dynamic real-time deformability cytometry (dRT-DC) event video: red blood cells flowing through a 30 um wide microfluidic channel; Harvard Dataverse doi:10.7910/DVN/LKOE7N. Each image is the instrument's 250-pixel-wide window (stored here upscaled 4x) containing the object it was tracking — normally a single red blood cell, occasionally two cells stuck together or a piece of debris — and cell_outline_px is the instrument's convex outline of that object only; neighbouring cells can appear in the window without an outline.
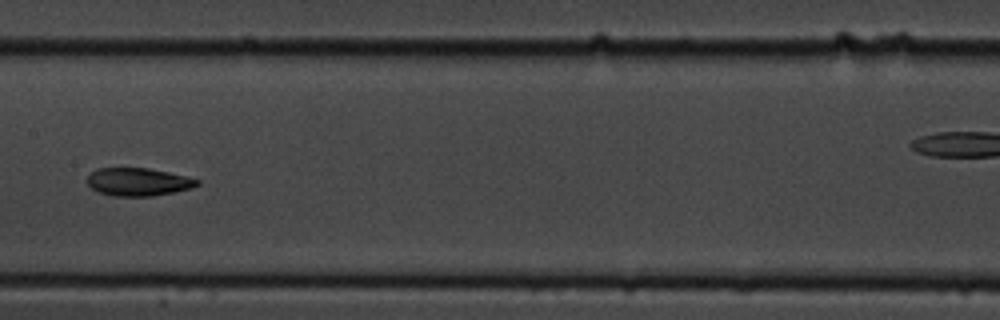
{"species": "common noctule bat (a hibernating species)", "species_latin": "Nyctalus noctula", "temperature_condition": "cold", "stored_images_in_passage": 17, "camera_frame_rate_fps": 3000, "um_per_image_px": 0.085, "animal": {"sex": "male", "body_mass_g": 19.5, "forearm_length_mm": 54.6}, "frame": {"image": 1, "passage_image": 8, "time_ms": 8.0, "image_size_px": [1000, 320], "cell_outline_px": [[200, 184], [192, 188], [152, 196], [112, 196], [96, 192], [88, 184], [88, 176], [96, 168], [148, 168], [188, 176], [200, 180]], "centroid_in_image_um": [11.75, 15.46], "position_along_channel_um": 195.6, "area_um2": 17.98}}
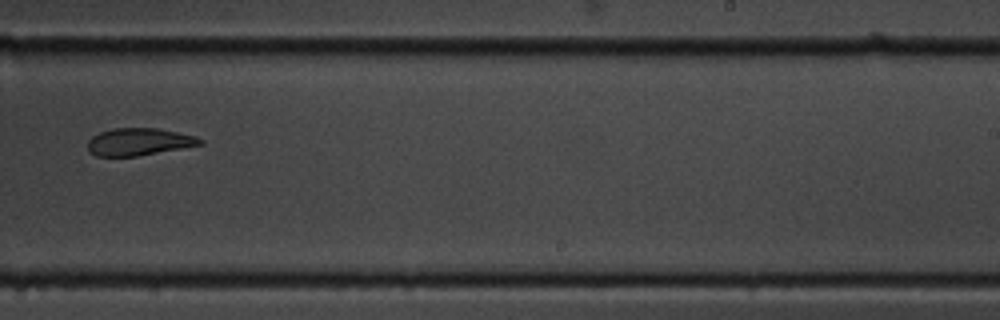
{"frame": {"image": 2, "passage_image": 11, "time_ms": 12.333, "image_size_px": [1000, 320], "cell_outline_px": [[204, 144], [136, 156], [96, 156], [88, 152], [88, 140], [92, 136], [100, 132], [112, 128], [156, 128], [196, 136], [204, 140]], "centroid_in_image_um": [11.79, 12.05], "position_along_channel_um": 277.2, "area_um2": 17.86}}
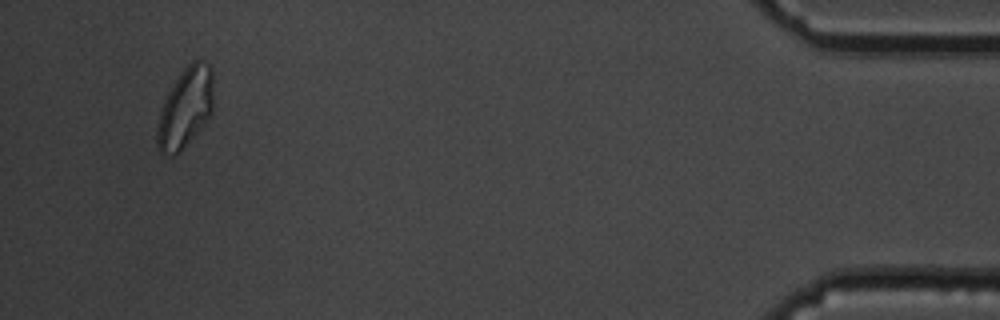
{"frame": {"image": 3, "passage_image": 16, "time_ms": 18.333, "image_size_px": [1000, 320], "cell_outline_px": [[212, 112], [204, 124], [180, 152], [176, 156], [172, 156], [160, 152], [156, 148], [156, 128], [160, 108], [168, 92], [180, 72], [192, 60], [200, 60], [208, 64], [212, 68]], "centroid_in_image_um": [15.72, 9.19], "position_along_channel_um": 419.5, "area_um2": 26.41}, "authors_computed_cell_mechanics": {"area_um2": 19.363, "velocity_mm_per_s": 3.5333, "shape_relaxation_time_tau1_ms": null, "shape_relaxation_time_tau2_ms": 1.6858, "deformation_change_tau1": null, "deformation_change_tau2": 0.0778}}